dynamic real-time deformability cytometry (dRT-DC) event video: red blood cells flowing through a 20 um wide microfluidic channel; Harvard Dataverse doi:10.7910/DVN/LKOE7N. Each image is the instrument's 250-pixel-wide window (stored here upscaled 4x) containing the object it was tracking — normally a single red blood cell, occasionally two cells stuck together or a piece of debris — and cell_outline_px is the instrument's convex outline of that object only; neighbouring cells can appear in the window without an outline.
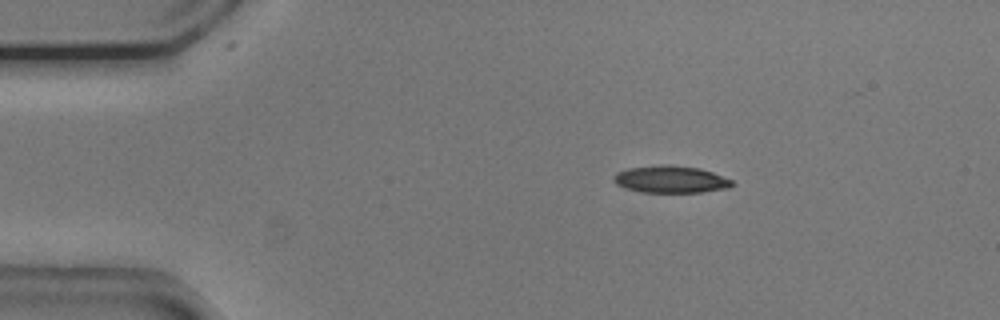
{"species": "common noctule bat (a hibernating species)", "species_latin": "Nyctalus noctula", "temperature_condition": "cold", "stored_images_in_passage": 38, "camera_frame_rate_fps": 3000, "um_per_image_px": 0.085, "animal": {"sex": "male", "body_mass_g": 20.5, "forearm_length_mm": 52.5}, "frame": {"image": 1, "passage_image": 1, "time_ms": 0.0, "image_size_px": [1000, 320], "cell_outline_px": [[732, 184], [728, 188], [700, 192], [644, 192], [628, 188], [616, 184], [612, 180], [612, 176], [616, 172], [628, 168], [656, 164], [672, 164], [700, 168], [712, 172], [732, 180]], "centroid_in_image_um": [56.97, 15.22], "position_along_channel_um": 28.0, "area_um2": 18.79}}
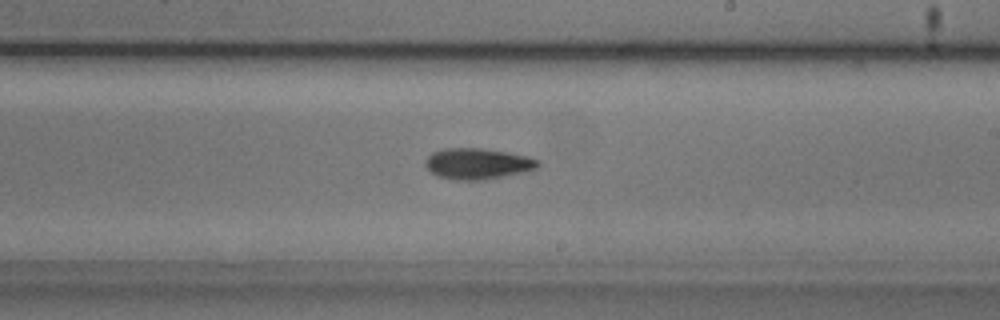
{"frame": {"image": 2, "passage_image": 23, "time_ms": 7.333, "image_size_px": [1000, 320], "cell_outline_px": [[540, 164], [536, 168], [520, 172], [484, 180], [460, 180], [440, 176], [432, 172], [424, 164], [424, 160], [432, 152], [444, 148], [480, 148], [508, 152], [528, 156], [540, 160]], "centroid_in_image_um": [40.59, 13.89], "position_along_channel_um": 248.4, "area_um2": 20.11}}